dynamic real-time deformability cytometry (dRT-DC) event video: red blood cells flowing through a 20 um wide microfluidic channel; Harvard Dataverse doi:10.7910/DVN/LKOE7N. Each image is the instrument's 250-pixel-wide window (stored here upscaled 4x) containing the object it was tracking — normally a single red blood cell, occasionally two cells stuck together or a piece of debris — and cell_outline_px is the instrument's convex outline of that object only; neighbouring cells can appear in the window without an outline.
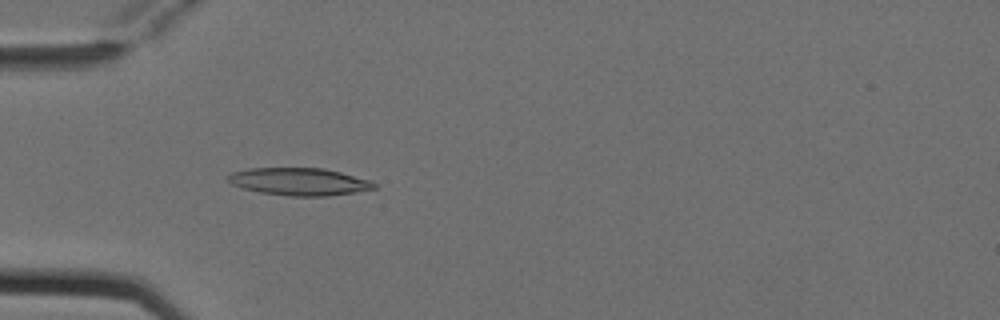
{"species": "Egyptian fruit bat (a non-hibernating species)", "species_latin": "Rousettus aegyptiacus", "temperature_condition": "cold", "stored_images_in_passage": 2, "camera_frame_rate_fps": 3000, "um_per_image_px": 0.085, "animal": {"sex": "female"}, "frame": {"image": 1, "passage_image": 1, "time_ms": 0.0, "image_size_px": [1000, 320], "cell_outline_px": [[376, 188], [356, 192], [328, 196], [292, 196], [260, 192], [244, 188], [232, 184], [224, 176], [232, 172], [248, 168], [324, 168], [340, 172], [368, 180], [376, 184]], "centroid_in_image_um": [25.4, 15.43], "position_along_channel_um": 59.6, "area_um2": 23.29}}
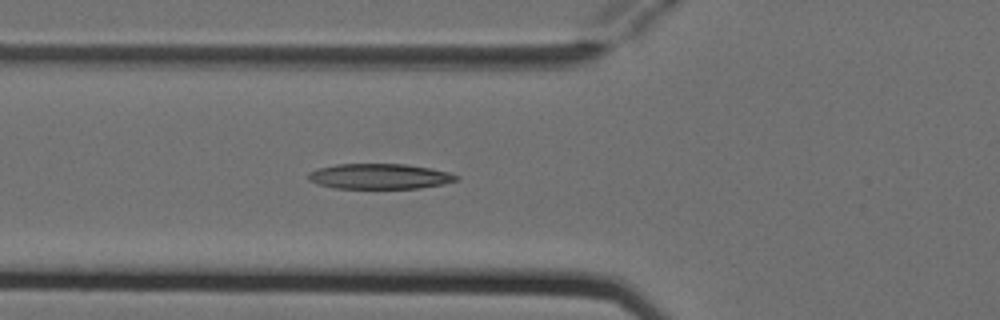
{"frame": {"image": 2, "passage_image": 2, "time_ms": 0.333, "image_size_px": [1000, 320], "cell_outline_px": [[460, 180], [444, 184], [420, 188], [332, 188], [316, 184], [308, 180], [308, 172], [316, 168], [336, 164], [404, 164], [432, 168], [448, 172], [460, 176]], "centroid_in_image_um": [32.26, 14.99], "position_along_channel_um": 93.5, "area_um2": 22.14}}